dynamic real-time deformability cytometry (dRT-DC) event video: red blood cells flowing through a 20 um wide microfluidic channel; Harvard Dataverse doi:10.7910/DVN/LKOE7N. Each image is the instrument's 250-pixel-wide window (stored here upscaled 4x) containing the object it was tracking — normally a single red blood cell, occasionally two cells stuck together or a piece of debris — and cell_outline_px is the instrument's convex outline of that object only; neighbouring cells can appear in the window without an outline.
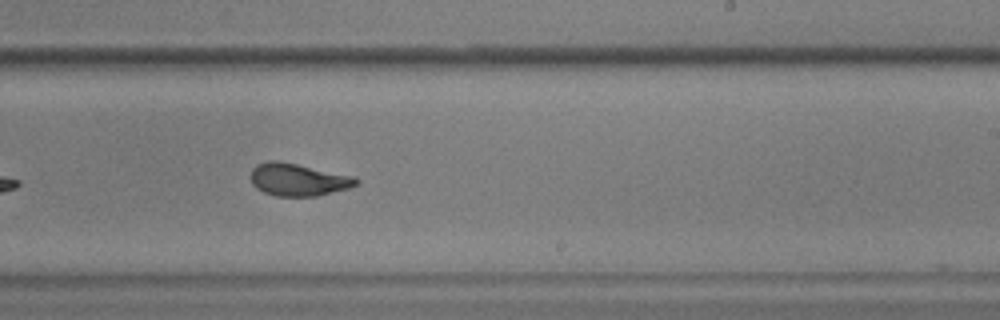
{"species": "common noctule bat (a hibernating species)", "species_latin": "Nyctalus noctula", "temperature_condition": "warm", "stored_images_in_passage": 33, "camera_frame_rate_fps": 3000, "um_per_image_px": 0.085, "animal": {"sex": "male", "body_mass_g": 17.9, "forearm_length_mm": 54.2}, "frame": {"image": 1, "passage_image": 19, "time_ms": 6.0, "image_size_px": [1000, 320], "cell_outline_px": [[360, 180], [356, 184], [348, 188], [316, 196], [276, 196], [264, 192], [256, 188], [252, 184], [252, 168], [256, 164], [268, 160], [280, 160], [352, 176]], "centroid_in_image_um": [25.3, 15.26], "position_along_channel_um": 263.7, "area_um2": 19.83}}
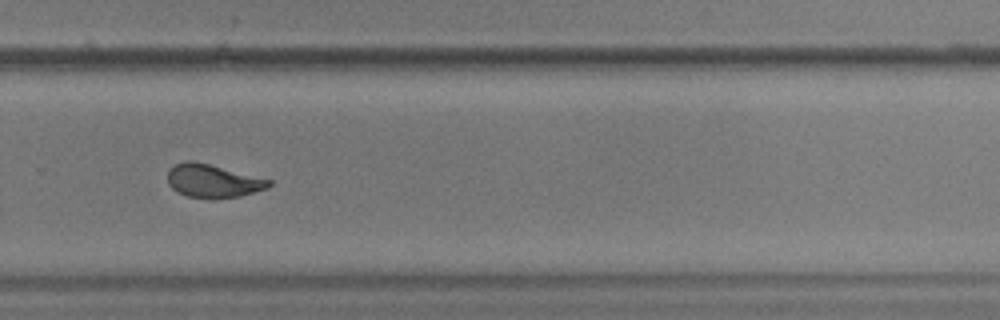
{"frame": {"image": 2, "passage_image": 23, "time_ms": 7.333, "image_size_px": [1000, 320], "cell_outline_px": [[272, 184], [268, 188], [240, 196], [188, 196], [176, 192], [168, 184], [168, 172], [176, 164], [184, 160], [192, 160], [272, 180]], "centroid_in_image_um": [18.09, 15.35], "position_along_channel_um": 311.7, "area_um2": 18.96}}
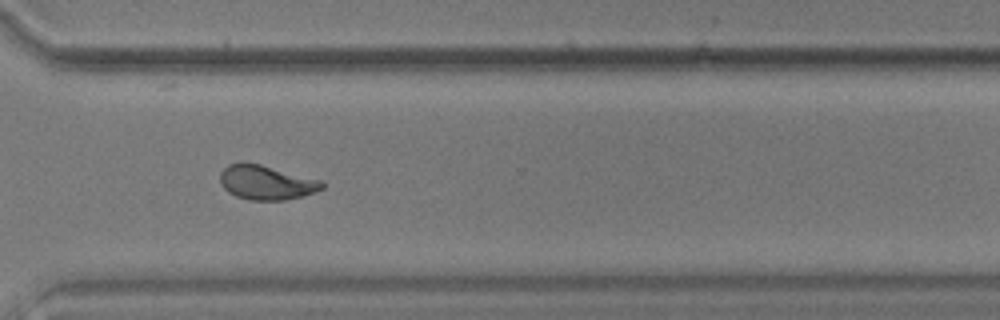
{"frame": {"image": 3, "passage_image": 26, "time_ms": 8.333, "image_size_px": [1000, 320], "cell_outline_px": [[324, 188], [316, 192], [304, 196], [284, 200], [248, 200], [236, 196], [228, 192], [220, 184], [220, 172], [228, 164], [260, 164], [324, 180]], "centroid_in_image_um": [22.69, 15.53], "position_along_channel_um": 347.9, "area_um2": 20.52}, "authors_computed_cell_mechanics": {"area_um2": 19.9988, "velocity_mm_per_s": 3.6045, "shape_relaxation_time_tau1_ms": 1.3801, "shape_relaxation_time_tau2_ms": 2.8471, "deformation_change_tau1": 0.4241, "deformation_change_tau2": 0.0917}}